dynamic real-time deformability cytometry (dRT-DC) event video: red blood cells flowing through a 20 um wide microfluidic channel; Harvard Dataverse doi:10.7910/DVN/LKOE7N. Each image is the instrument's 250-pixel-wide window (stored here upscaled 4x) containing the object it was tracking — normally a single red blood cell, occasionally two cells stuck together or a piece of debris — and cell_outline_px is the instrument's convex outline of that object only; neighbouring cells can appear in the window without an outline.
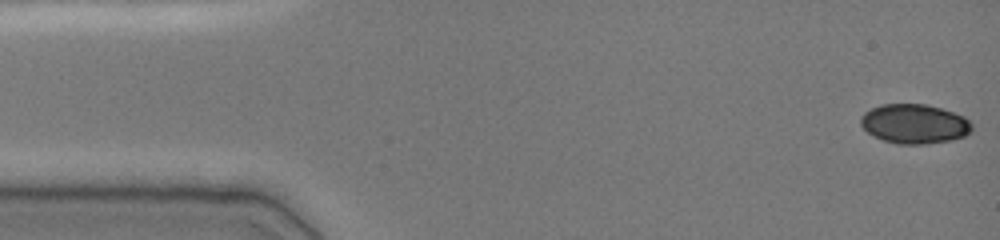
{"species": "common noctule bat (a hibernating species)", "species_latin": "Nyctalus noctula", "temperature_condition": "cold", "stored_images_in_passage": 48, "camera_frame_rate_fps": 3000, "um_per_image_px": 0.085, "animal": {"sex": "female", "body_mass_g": 19.0, "forearm_length_mm": 51.5}, "frame": {"image": 1, "passage_image": 1, "time_ms": 0.0, "image_size_px": [1000, 240], "cell_outline_px": [[972, 132], [964, 136], [952, 140], [924, 144], [900, 144], [884, 140], [868, 132], [860, 124], [860, 116], [864, 112], [880, 104], [928, 104], [964, 116], [972, 124]], "centroid_in_image_um": [77.73, 10.52], "position_along_channel_um": 7.3, "area_um2": 25.55}}
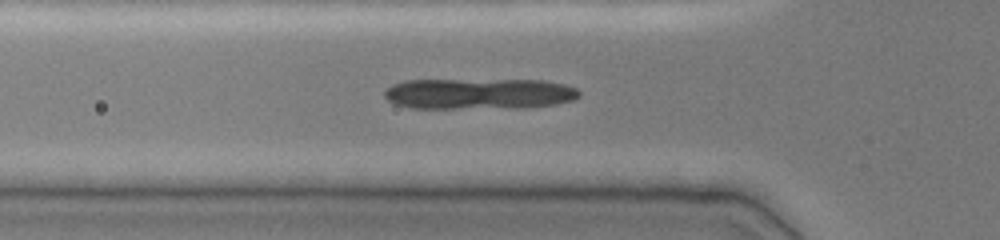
{"frame": {"image": 2, "passage_image": 16, "time_ms": 5.0, "image_size_px": [1000, 240], "cell_outline_px": [[580, 96], [576, 100], [556, 104], [524, 108], [412, 108], [396, 104], [388, 100], [384, 96], [384, 92], [392, 84], [404, 80], [544, 80], [564, 84], [576, 88], [580, 92]], "centroid_in_image_um": [40.75, 7.97], "position_along_channel_um": 85.0, "area_um2": 35.43}}
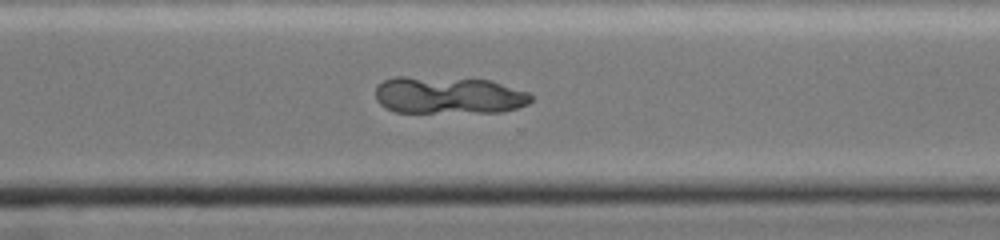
{"frame": {"image": 3, "passage_image": 35, "time_ms": 11.333, "image_size_px": [1000, 240], "cell_outline_px": [[532, 100], [528, 104], [516, 108], [500, 112], [396, 112], [384, 108], [376, 100], [376, 84], [392, 76], [408, 76], [488, 80], [528, 92], [532, 96]], "centroid_in_image_um": [38.07, 8.1], "position_along_channel_um": 332.5, "area_um2": 33.87}}